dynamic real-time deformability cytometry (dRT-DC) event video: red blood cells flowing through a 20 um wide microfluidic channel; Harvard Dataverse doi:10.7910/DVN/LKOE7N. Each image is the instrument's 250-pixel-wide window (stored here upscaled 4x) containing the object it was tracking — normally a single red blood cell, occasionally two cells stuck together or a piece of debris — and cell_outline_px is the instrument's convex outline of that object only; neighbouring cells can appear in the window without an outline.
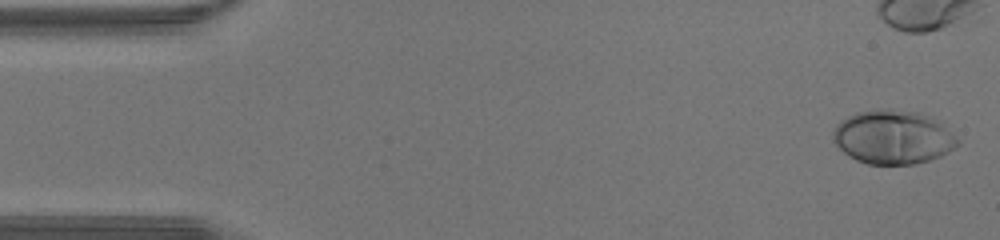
{"species": "human", "species_latin": "Homo sapiens", "temperature_condition": "warm", "stored_images_in_passage": 32, "camera_frame_rate_fps": 3000, "um_per_image_px": 0.085, "donor": {"sex": "male"}, "frame": {"image": 1, "passage_image": 1, "time_ms": 0.0, "image_size_px": [1000, 240], "cell_outline_px": [[960, 144], [956, 148], [940, 156], [916, 164], [868, 164], [856, 160], [848, 156], [836, 144], [832, 136], [832, 132], [836, 124], [840, 120], [856, 112], [880, 108], [888, 108], [920, 112], [932, 116], [940, 120], [960, 140]], "centroid_in_image_um": [75.94, 11.63], "position_along_channel_um": 9.1, "area_um2": 39.77}}